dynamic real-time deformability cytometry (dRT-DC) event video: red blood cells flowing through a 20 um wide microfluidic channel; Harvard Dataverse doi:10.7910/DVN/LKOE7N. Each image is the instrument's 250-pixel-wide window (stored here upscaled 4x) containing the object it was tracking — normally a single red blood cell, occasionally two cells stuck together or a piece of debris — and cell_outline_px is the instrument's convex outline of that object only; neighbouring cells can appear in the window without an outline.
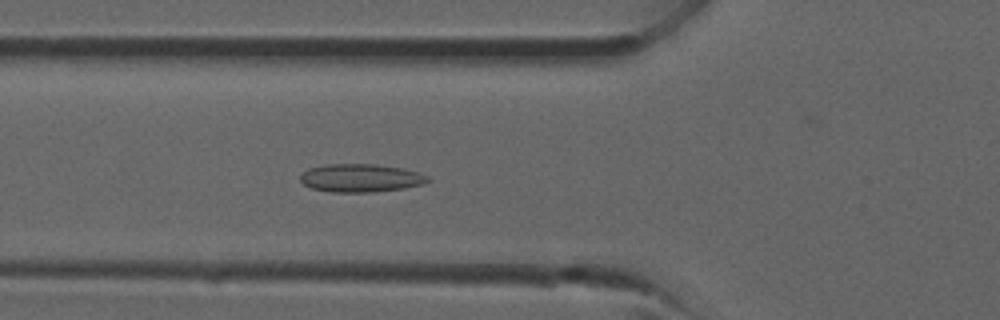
{"species": "common noctule bat (a hibernating species)", "species_latin": "Nyctalus noctula", "temperature_condition": "room temperature", "stored_images_in_passage": 36, "camera_frame_rate_fps": 3000, "um_per_image_px": 0.085, "animal": {"sex": "male", "forearm_length_mm": 52.5}, "frame": {"image": 1, "passage_image": 12, "time_ms": 3.667, "image_size_px": [1000, 320], "cell_outline_px": [[428, 180], [424, 184], [404, 188], [372, 192], [332, 192], [312, 188], [304, 184], [300, 180], [300, 176], [308, 168], [328, 164], [376, 164], [404, 168], [428, 176]], "centroid_in_image_um": [30.65, 15.12], "position_along_channel_um": 95.1, "area_um2": 20.81}}
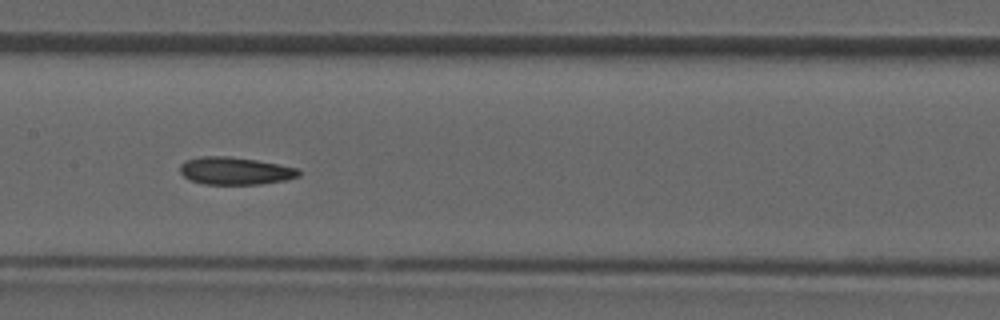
{"frame": {"image": 2, "passage_image": 17, "time_ms": 5.333, "image_size_px": [1000, 320], "cell_outline_px": [[300, 176], [284, 180], [260, 184], [204, 184], [192, 180], [184, 176], [180, 172], [180, 164], [184, 160], [200, 156], [228, 156], [256, 160], [280, 164], [300, 168]], "centroid_in_image_um": [19.99, 14.51], "position_along_channel_um": 187.4, "area_um2": 19.13}}
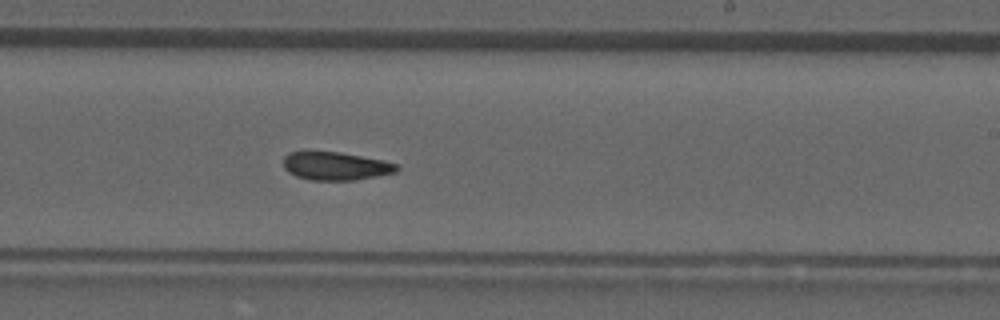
{"frame": {"image": 3, "passage_image": 21, "time_ms": 6.667, "image_size_px": [1000, 320], "cell_outline_px": [[400, 168], [396, 172], [356, 180], [312, 180], [296, 176], [288, 172], [284, 168], [284, 156], [288, 152], [340, 152], [384, 160], [396, 164]], "centroid_in_image_um": [28.54, 14.11], "position_along_channel_um": 260.5, "area_um2": 18.55}}